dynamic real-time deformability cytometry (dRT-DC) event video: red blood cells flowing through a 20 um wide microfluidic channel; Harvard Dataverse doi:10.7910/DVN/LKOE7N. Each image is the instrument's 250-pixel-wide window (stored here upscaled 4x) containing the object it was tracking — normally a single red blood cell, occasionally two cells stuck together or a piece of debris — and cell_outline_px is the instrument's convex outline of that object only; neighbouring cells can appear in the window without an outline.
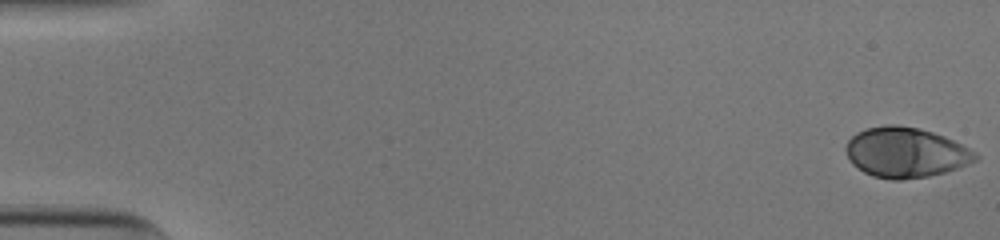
{"species": "human", "species_latin": "Homo sapiens", "temperature_condition": "cold", "stored_images_in_passage": 53, "camera_frame_rate_fps": 3000, "um_per_image_px": 0.085, "donor": {"sex": "male"}, "frame": {"image": 1, "passage_image": 1, "time_ms": 0.0, "image_size_px": [1000, 240], "cell_outline_px": [[980, 156], [976, 160], [956, 168], [944, 172], [928, 176], [900, 180], [892, 180], [872, 176], [864, 172], [852, 164], [844, 148], [848, 140], [856, 132], [864, 128], [884, 124], [896, 124], [920, 128], [944, 136], [976, 152]], "centroid_in_image_um": [76.94, 12.94], "position_along_channel_um": 8.1, "area_um2": 37.92}}
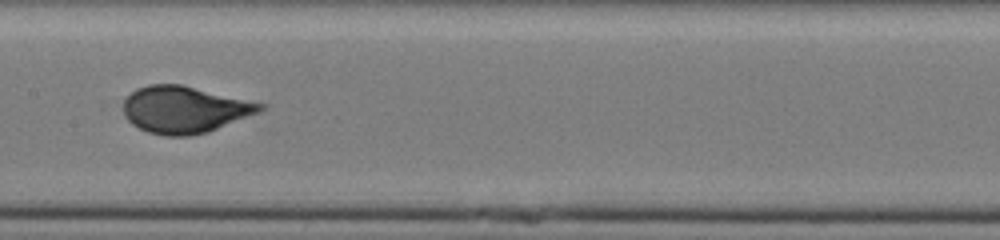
{"frame": {"image": 2, "passage_image": 28, "time_ms": 9.0, "image_size_px": [1000, 240], "cell_outline_px": [[268, 108], [260, 112], [208, 132], [188, 136], [164, 136], [148, 132], [132, 124], [128, 120], [124, 112], [124, 100], [136, 88], [148, 84], [180, 84], [268, 104]], "centroid_in_image_um": [15.73, 9.31], "position_along_channel_um": 191.7, "area_um2": 37.51}}
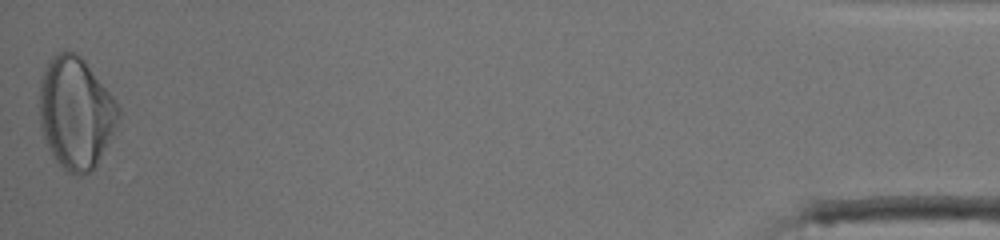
{"frame": {"image": 3, "passage_image": 53, "time_ms": 17.333, "image_size_px": [1000, 240], "cell_outline_px": [[120, 116], [112, 136], [92, 172], [80, 176], [76, 176], [68, 172], [56, 160], [48, 148], [44, 140], [40, 128], [36, 104], [40, 80], [44, 68], [48, 60], [52, 56], [64, 48], [76, 52], [84, 60], [112, 96], [120, 108]], "centroid_in_image_um": [6.38, 9.57], "position_along_channel_um": 428.8, "area_um2": 52.37}, "authors_computed_cell_mechanics": {"area_um2": 37.2232, "velocity_mm_per_s": 3.8933, "shape_relaxation_time_tau1_ms": 3.4676, "shape_relaxation_time_tau2_ms": null, "deformation_change_tau1": 0.1732, "deformation_change_tau2": null}}